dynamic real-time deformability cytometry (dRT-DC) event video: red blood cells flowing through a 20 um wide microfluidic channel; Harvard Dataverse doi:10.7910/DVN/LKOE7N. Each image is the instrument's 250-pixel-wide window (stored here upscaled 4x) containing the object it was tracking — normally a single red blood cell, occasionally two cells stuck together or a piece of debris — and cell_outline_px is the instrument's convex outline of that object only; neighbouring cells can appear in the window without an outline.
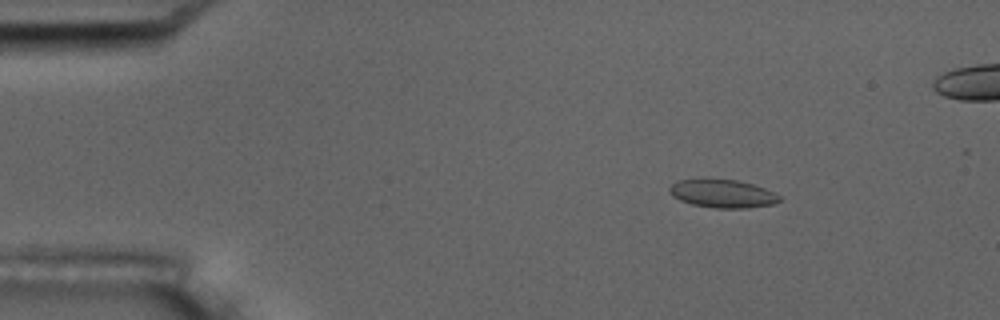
{"species": "common noctule bat (a hibernating species)", "species_latin": "Nyctalus noctula", "temperature_condition": "room temperature", "stored_images_in_passage": 52, "camera_frame_rate_fps": 3000, "um_per_image_px": 0.085, "animal": {"sex": "male", "body_mass_g": 17.5, "forearm_length_mm": 52.3}, "frame": {"image": 1, "passage_image": 8, "time_ms": 2.333, "image_size_px": [1000, 320], "cell_outline_px": [[780, 200], [776, 204], [748, 208], [716, 208], [692, 204], [680, 200], [672, 196], [668, 192], [668, 188], [676, 180], [704, 176], [736, 180], [752, 184], [764, 188], [780, 196]], "centroid_in_image_um": [61.34, 16.42], "position_along_channel_um": 23.7, "area_um2": 18.73}}
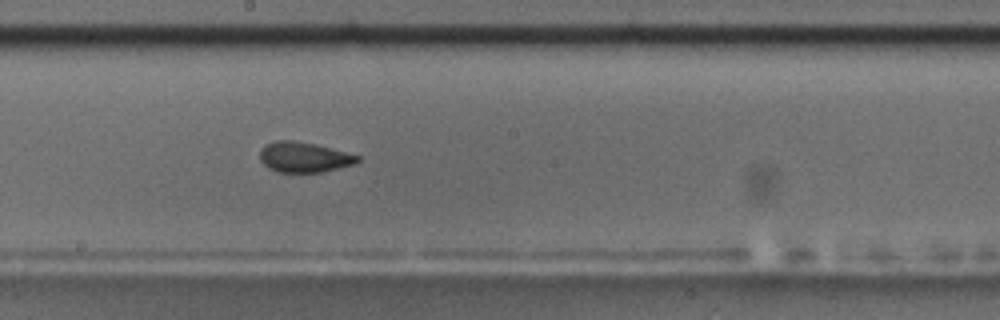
{"frame": {"image": 2, "passage_image": 30, "time_ms": 9.667, "image_size_px": [1000, 320], "cell_outline_px": [[360, 160], [352, 164], [320, 172], [276, 172], [268, 168], [260, 160], [260, 148], [264, 144], [276, 140], [292, 140], [316, 144], [360, 156]], "centroid_in_image_um": [25.77, 13.35], "position_along_channel_um": 222.4, "area_um2": 17.17}}